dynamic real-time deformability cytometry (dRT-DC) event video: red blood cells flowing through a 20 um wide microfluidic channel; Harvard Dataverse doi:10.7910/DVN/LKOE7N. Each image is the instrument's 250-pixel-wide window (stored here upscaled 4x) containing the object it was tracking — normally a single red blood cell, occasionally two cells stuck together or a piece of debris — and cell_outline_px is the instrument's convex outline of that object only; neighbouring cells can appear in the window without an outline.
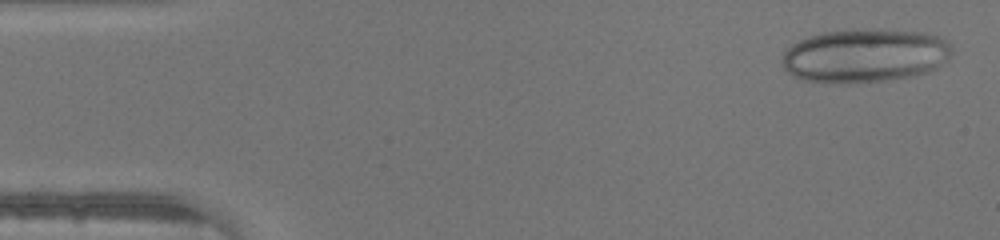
{"species": "human", "species_latin": "Homo sapiens", "temperature_condition": "warm", "stored_images_in_passage": 45, "camera_frame_rate_fps": 3000, "um_per_image_px": 0.085, "donor": {"sex": "male"}, "frame": {"image": 1, "passage_image": 2, "time_ms": 0.333, "image_size_px": [1000, 240], "cell_outline_px": [[952, 52], [948, 60], [936, 68], [928, 72], [912, 76], [884, 80], [848, 84], [840, 84], [804, 80], [788, 72], [784, 68], [780, 60], [784, 52], [792, 44], [808, 36], [824, 32], [860, 28], [872, 28], [924, 32], [940, 36], [952, 48]], "centroid_in_image_um": [73.51, 4.71], "position_along_channel_um": 11.5, "area_um2": 53.7}}
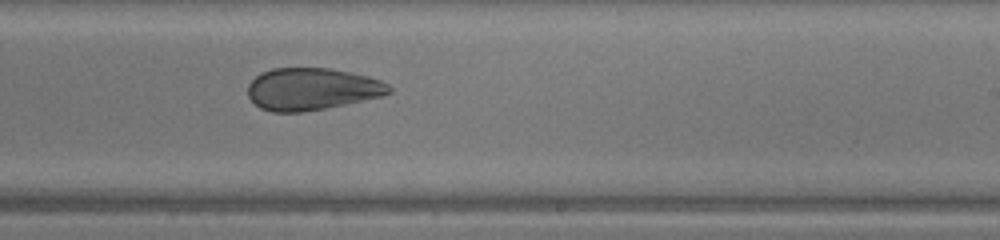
{"frame": {"image": 2, "passage_image": 27, "time_ms": 8.667, "image_size_px": [1000, 240], "cell_outline_px": [[392, 92], [380, 96], [344, 104], [304, 112], [272, 112], [260, 108], [248, 96], [248, 84], [260, 72], [272, 68], [328, 68], [368, 76], [380, 80], [388, 84], [392, 88]], "centroid_in_image_um": [26.48, 7.56], "position_along_channel_um": 262.5, "area_um2": 34.51}}
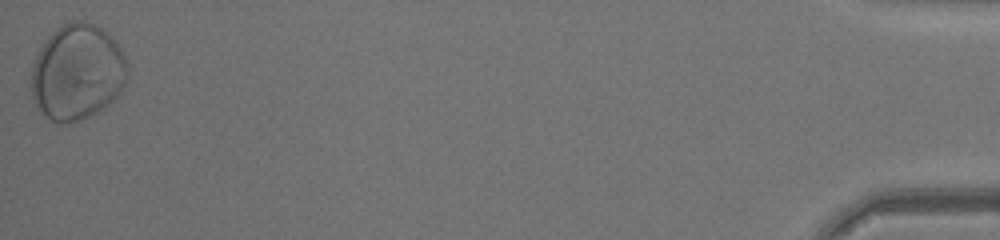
{"frame": {"image": 3, "passage_image": 45, "time_ms": 14.667, "image_size_px": [1000, 240], "cell_outline_px": [[128, 76], [124, 88], [104, 108], [72, 124], [60, 124], [52, 120], [40, 108], [32, 96], [32, 64], [44, 40], [60, 24], [72, 20], [84, 20], [108, 32], [120, 48], [128, 64]], "centroid_in_image_um": [6.59, 6.11], "position_along_channel_um": 428.6, "area_um2": 53.87}}